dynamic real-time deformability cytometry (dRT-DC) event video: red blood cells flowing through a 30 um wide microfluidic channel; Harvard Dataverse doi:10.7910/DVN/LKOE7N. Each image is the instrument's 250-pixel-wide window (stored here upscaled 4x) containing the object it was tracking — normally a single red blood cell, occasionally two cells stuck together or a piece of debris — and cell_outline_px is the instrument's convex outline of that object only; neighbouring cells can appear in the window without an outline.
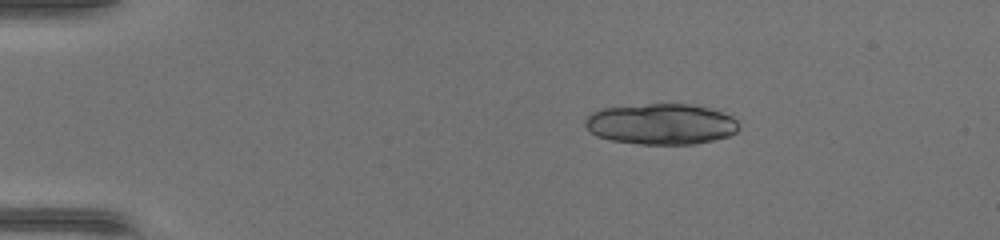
{"species": "common noctule bat (a hibernating species)", "species_latin": "Nyctalus noctula", "temperature_condition": "warm", "stored_images_in_passage": 46, "camera_frame_rate_fps": 3000, "um_per_image_px": 0.085, "animal": {"sex": "female", "body_mass_g": 17.0, "forearm_length_mm": 48.0}, "frame": {"image": 1, "passage_image": 9, "time_ms": 2.667, "image_size_px": [1000, 240], "cell_outline_px": [[740, 128], [736, 132], [728, 136], [696, 144], [640, 144], [612, 140], [596, 136], [588, 132], [584, 124], [584, 120], [592, 112], [600, 108], [648, 104], [688, 104], [708, 108], [732, 116], [736, 120]], "centroid_in_image_um": [56.15, 10.55], "position_along_channel_um": 28.8, "area_um2": 36.65}}
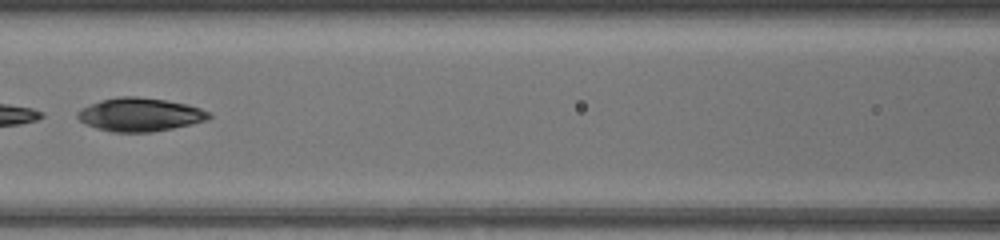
{"frame": {"image": 2, "passage_image": 23, "time_ms": 7.333, "image_size_px": [1000, 240], "cell_outline_px": [[212, 116], [208, 120], [192, 124], [152, 132], [112, 132], [96, 128], [84, 124], [76, 116], [76, 112], [80, 108], [100, 100], [120, 96], [136, 96], [164, 100], [188, 104], [200, 108], [208, 112]], "centroid_in_image_um": [11.87, 9.74], "position_along_channel_um": 154.7, "area_um2": 25.72}}